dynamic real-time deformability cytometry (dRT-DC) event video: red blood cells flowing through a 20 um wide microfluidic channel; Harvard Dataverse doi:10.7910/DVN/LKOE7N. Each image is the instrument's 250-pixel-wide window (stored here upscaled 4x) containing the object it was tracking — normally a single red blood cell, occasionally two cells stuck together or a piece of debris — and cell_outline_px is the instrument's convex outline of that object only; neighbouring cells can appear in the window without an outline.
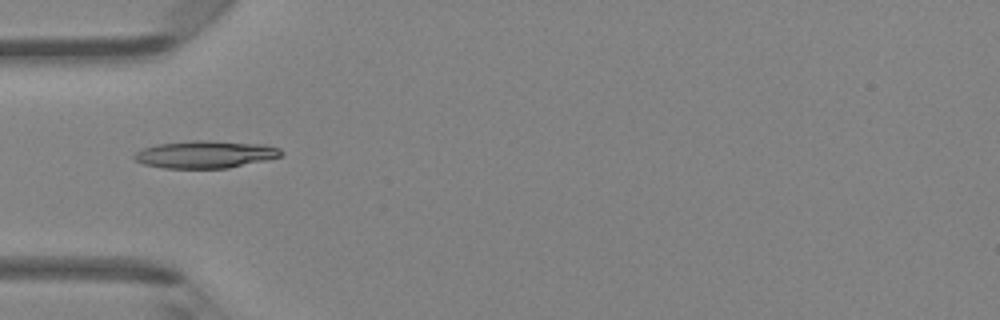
{"species": "Egyptian fruit bat (a non-hibernating species)", "species_latin": "Rousettus aegyptiacus", "temperature_condition": "room temperature", "stored_images_in_passage": 6, "camera_frame_rate_fps": 3000, "um_per_image_px": 0.085, "animal": {"sex": "female"}, "frame": {"image": 1, "passage_image": 5, "time_ms": 4.667, "image_size_px": [1000, 320], "cell_outline_px": [[284, 152], [280, 156], [268, 160], [228, 168], [164, 168], [144, 164], [136, 160], [132, 156], [136, 152], [144, 148], [156, 144], [192, 140], [208, 140], [264, 144], [280, 148]], "centroid_in_image_um": [17.48, 13.11], "position_along_channel_um": 67.5, "area_um2": 23.58}}
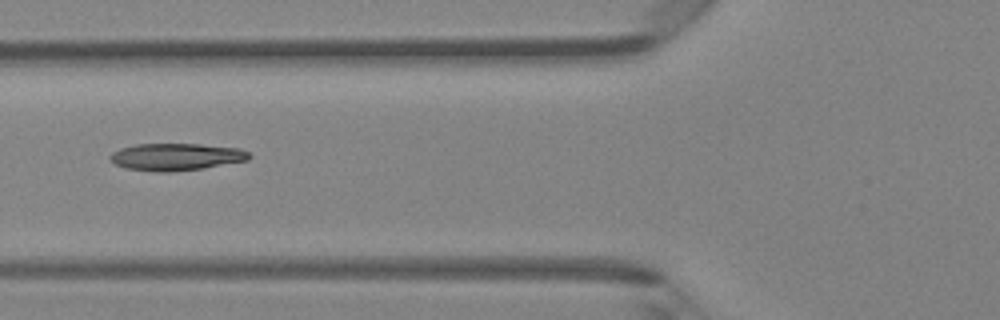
{"frame": {"image": 2, "passage_image": 6, "time_ms": 5.667, "image_size_px": [1000, 320], "cell_outline_px": [[252, 156], [248, 160], [204, 168], [172, 172], [156, 172], [124, 168], [108, 160], [108, 156], [112, 152], [120, 148], [136, 144], [200, 144], [240, 148], [248, 152]], "centroid_in_image_um": [14.94, 13.33], "position_along_channel_um": 110.9, "area_um2": 22.25}}